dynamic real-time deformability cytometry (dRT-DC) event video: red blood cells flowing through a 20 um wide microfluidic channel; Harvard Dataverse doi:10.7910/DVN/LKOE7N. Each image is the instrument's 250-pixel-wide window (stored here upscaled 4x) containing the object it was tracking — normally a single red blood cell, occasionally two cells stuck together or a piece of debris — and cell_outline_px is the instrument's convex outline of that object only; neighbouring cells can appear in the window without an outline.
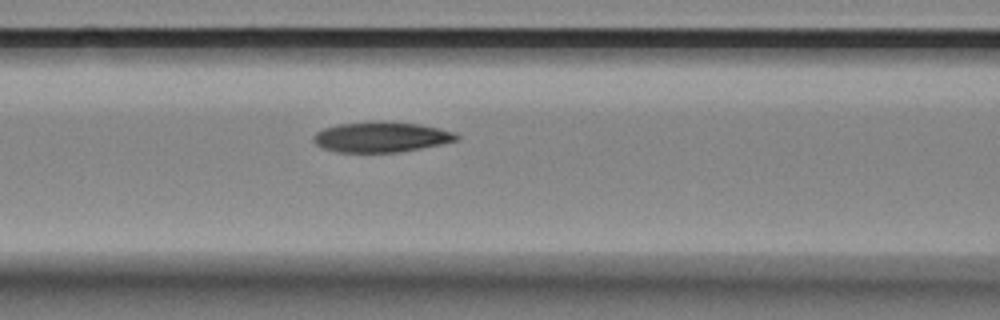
{"species": "Egyptian fruit bat (a non-hibernating species)", "species_latin": "Rousettus aegyptiacus", "temperature_condition": "room temperature", "stored_images_in_passage": 4, "camera_frame_rate_fps": 3000, "um_per_image_px": 0.085, "animal": {"sex": "female"}, "frame": {"image": 1, "passage_image": 4, "time_ms": 3.667, "image_size_px": [1000, 320], "cell_outline_px": [[460, 136], [456, 140], [440, 144], [400, 152], [336, 152], [324, 148], [316, 144], [312, 140], [312, 136], [316, 132], [324, 128], [336, 124], [368, 120], [372, 120], [420, 124], [440, 128], [456, 132]], "centroid_in_image_um": [32.37, 11.62], "position_along_channel_um": 134.2, "area_um2": 25.61}}